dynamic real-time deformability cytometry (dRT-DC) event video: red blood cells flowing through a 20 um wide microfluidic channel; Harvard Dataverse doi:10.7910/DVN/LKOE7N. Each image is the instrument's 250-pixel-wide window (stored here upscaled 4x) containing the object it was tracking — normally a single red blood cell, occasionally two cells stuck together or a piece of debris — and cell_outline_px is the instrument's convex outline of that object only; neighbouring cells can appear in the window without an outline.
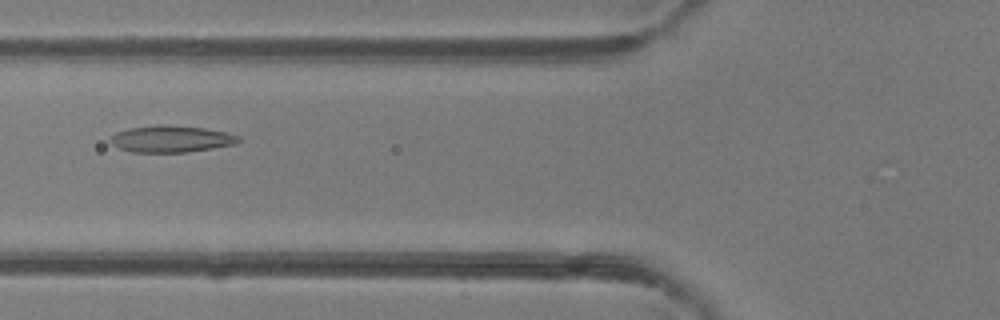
{"species": "common noctule bat (a hibernating species)", "species_latin": "Nyctalus noctula", "temperature_condition": "room temperature", "stored_images_in_passage": 50, "camera_frame_rate_fps": 3000, "um_per_image_px": 0.085, "animal": {"sex": "female"}, "frame": {"image": 1, "passage_image": 20, "time_ms": 6.333, "image_size_px": [1000, 320], "cell_outline_px": [[240, 140], [236, 144], [188, 152], [132, 152], [120, 148], [112, 144], [108, 140], [116, 132], [128, 128], [156, 124], [168, 124], [204, 128], [228, 132], [240, 136]], "centroid_in_image_um": [14.55, 11.79], "position_along_channel_um": 111.2, "area_um2": 20.17}}
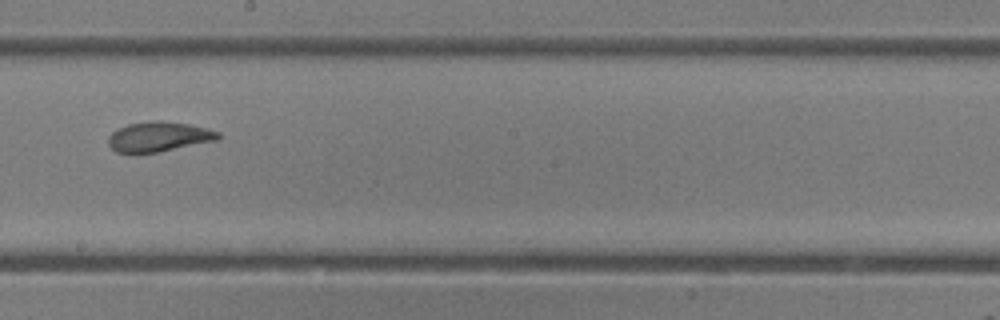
{"frame": {"image": 2, "passage_image": 29, "time_ms": 9.333, "image_size_px": [1000, 320], "cell_outline_px": [[220, 140], [160, 152], [116, 152], [108, 144], [108, 136], [112, 132], [128, 124], [152, 120], [160, 120], [188, 124], [208, 128], [220, 132]], "centroid_in_image_um": [13.55, 11.61], "position_along_channel_um": 234.6, "area_um2": 19.25}}
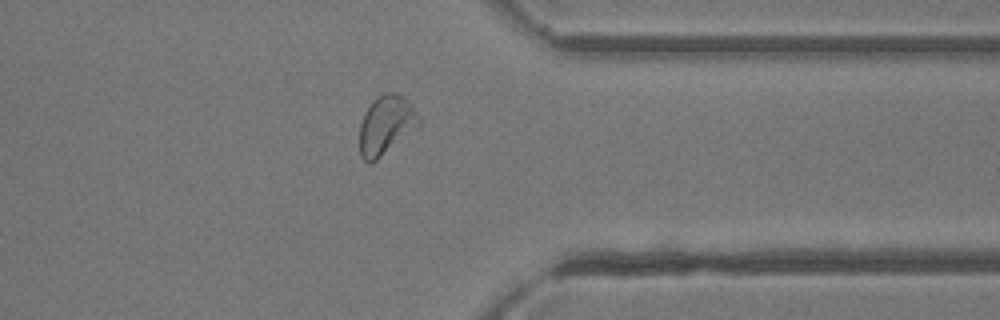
{"frame": {"image": 3, "passage_image": 40, "time_ms": 13.0, "image_size_px": [1000, 320], "cell_outline_px": [[420, 124], [416, 128], [372, 164], [368, 164], [360, 156], [360, 124], [364, 112], [372, 100], [376, 96], [384, 92], [396, 92], [404, 96], [412, 104], [420, 116]], "centroid_in_image_um": [32.81, 10.6], "position_along_channel_um": 378.6, "area_um2": 20.69}, "authors_computed_cell_mechanics": {"area_um2": 21.2415, "velocity_mm_per_s": 4.1072, "shape_relaxation_time_tau1_ms": 5.2294, "shape_relaxation_time_tau2_ms": 1.0123, "deformation_change_tau1": 0.1821, "deformation_change_tau2": 0.0759}}